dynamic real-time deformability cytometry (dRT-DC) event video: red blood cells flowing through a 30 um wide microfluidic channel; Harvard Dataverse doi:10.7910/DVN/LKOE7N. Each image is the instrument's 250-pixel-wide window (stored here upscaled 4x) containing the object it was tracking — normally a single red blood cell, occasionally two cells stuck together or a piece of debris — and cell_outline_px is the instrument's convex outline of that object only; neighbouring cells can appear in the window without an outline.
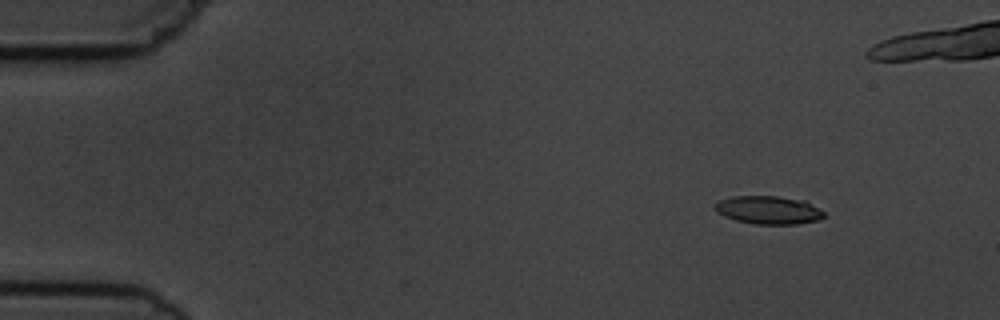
{"species": "common noctule bat (a hibernating species)", "species_latin": "Nyctalus noctula", "temperature_condition": "cold", "stored_images_in_passage": 5, "camera_frame_rate_fps": 3000, "um_per_image_px": 0.085, "animal": {"sex": "male", "body_mass_g": 19.5, "forearm_length_mm": 54.6}, "frame": {"image": 1, "passage_image": 2, "time_ms": 1.333, "image_size_px": [1000, 320], "cell_outline_px": [[824, 216], [820, 220], [796, 224], [756, 224], [736, 220], [724, 216], [716, 212], [712, 208], [720, 200], [732, 196], [776, 196], [804, 200], [824, 212]], "centroid_in_image_um": [65.3, 17.85], "position_along_channel_um": 19.7, "area_um2": 17.86}}